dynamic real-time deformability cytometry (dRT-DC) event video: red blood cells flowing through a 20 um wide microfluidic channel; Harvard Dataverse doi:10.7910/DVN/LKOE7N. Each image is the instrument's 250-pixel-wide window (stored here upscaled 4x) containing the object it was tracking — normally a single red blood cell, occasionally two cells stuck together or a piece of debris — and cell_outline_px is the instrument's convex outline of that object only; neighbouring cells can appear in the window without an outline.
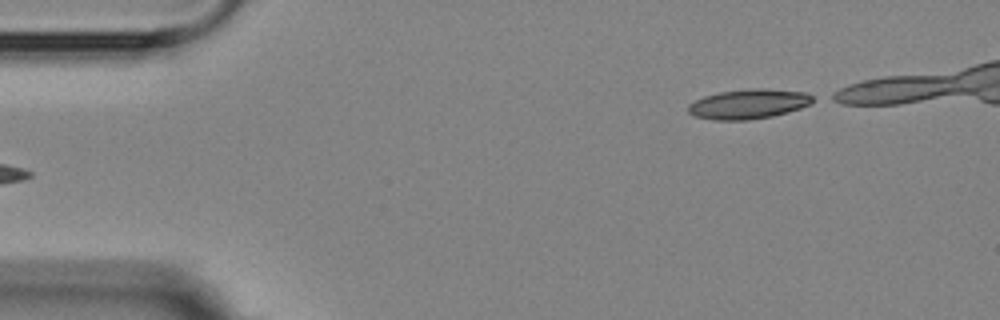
{"species": "Egyptian fruit bat (a non-hibernating species)", "species_latin": "Rousettus aegyptiacus", "temperature_condition": "room temperature", "stored_images_in_passage": 6, "camera_frame_rate_fps": 3000, "um_per_image_px": 0.085, "animal": {"sex": "female"}, "frame": {"image": 1, "passage_image": 6, "time_ms": 7.333, "image_size_px": [1000, 320], "cell_outline_px": [[816, 100], [800, 108], [788, 112], [772, 116], [748, 120], [716, 120], [692, 116], [688, 112], [688, 104], [704, 96], [720, 92], [756, 88], [768, 88], [808, 92], [816, 96]], "centroid_in_image_um": [63.67, 8.83], "position_along_channel_um": 21.3, "area_um2": 21.79}}